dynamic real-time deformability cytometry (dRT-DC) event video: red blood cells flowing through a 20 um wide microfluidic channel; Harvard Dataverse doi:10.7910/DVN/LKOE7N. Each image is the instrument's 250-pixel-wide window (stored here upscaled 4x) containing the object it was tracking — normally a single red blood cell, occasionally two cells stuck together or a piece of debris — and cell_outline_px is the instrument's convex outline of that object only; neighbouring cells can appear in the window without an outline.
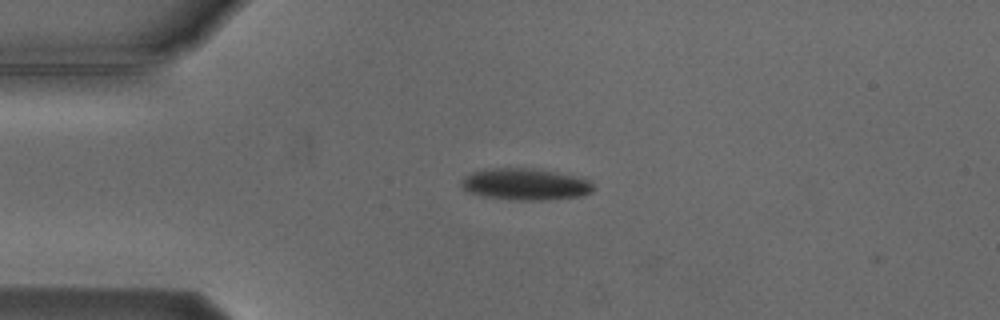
{"species": "Egyptian fruit bat (a non-hibernating species)", "species_latin": "Rousettus aegyptiacus", "temperature_condition": "cold", "stored_images_in_passage": 7, "camera_frame_rate_fps": 3000, "um_per_image_px": 0.085, "animal": {"sex": "male"}, "frame": {"image": 1, "passage_image": 4, "time_ms": 3.333, "image_size_px": [1000, 320], "cell_outline_px": [[592, 192], [580, 196], [540, 200], [520, 200], [484, 196], [468, 192], [460, 184], [460, 180], [472, 172], [492, 168], [524, 168], [556, 172], [588, 180], [592, 184]], "centroid_in_image_um": [44.6, 15.66], "position_along_channel_um": 40.4, "area_um2": 23.81}}
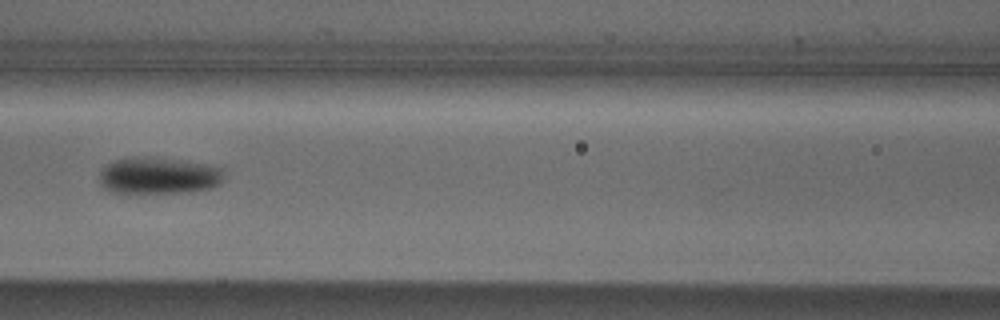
{"frame": {"image": 2, "passage_image": 7, "time_ms": 7.0, "image_size_px": [1000, 320], "cell_outline_px": [[224, 176], [212, 188], [192, 192], [140, 196], [128, 196], [108, 192], [100, 184], [100, 172], [108, 164], [116, 160], [132, 156], [148, 156], [200, 164], [220, 168]], "centroid_in_image_um": [13.35, 15.01], "position_along_channel_um": 153.2, "area_um2": 27.57}}